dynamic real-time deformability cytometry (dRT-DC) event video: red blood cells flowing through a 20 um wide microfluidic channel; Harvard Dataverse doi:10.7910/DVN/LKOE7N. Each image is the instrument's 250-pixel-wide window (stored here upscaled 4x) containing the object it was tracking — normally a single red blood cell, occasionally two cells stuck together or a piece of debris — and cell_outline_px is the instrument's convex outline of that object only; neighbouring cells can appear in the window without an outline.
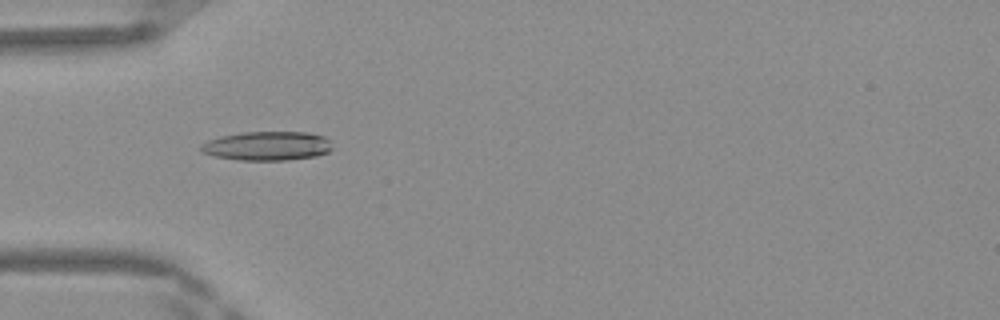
{"species": "Egyptian fruit bat (a non-hibernating species)", "species_latin": "Rousettus aegyptiacus", "temperature_condition": "warm", "stored_images_in_passage": 42, "camera_frame_rate_fps": 3000, "um_per_image_px": 0.085, "frame": {"image": 1, "passage_image": 9, "time_ms": 2.667, "image_size_px": [1000, 320], "cell_outline_px": [[332, 148], [328, 152], [316, 156], [288, 160], [240, 160], [216, 156], [200, 152], [200, 144], [208, 140], [220, 136], [240, 132], [308, 132], [324, 136], [328, 140]], "centroid_in_image_um": [22.69, 12.4], "position_along_channel_um": 62.3, "area_um2": 22.31}}
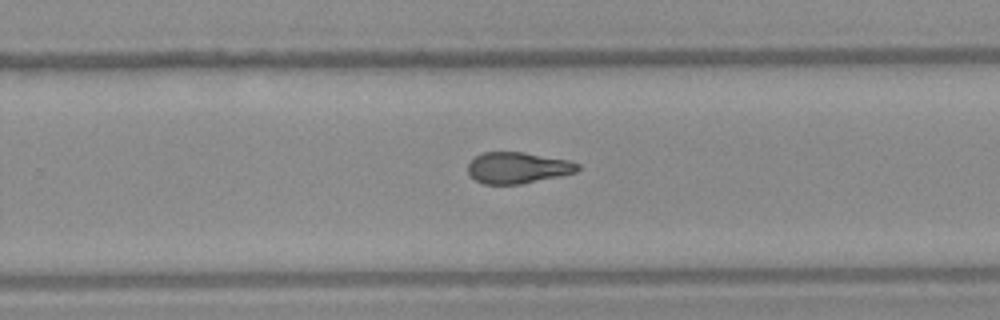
{"frame": {"image": 2, "passage_image": 25, "time_ms": 8.0, "image_size_px": [1000, 320], "cell_outline_px": [[580, 168], [576, 172], [560, 176], [520, 184], [484, 184], [476, 180], [468, 172], [468, 164], [476, 156], [484, 152], [524, 152], [568, 160], [580, 164]], "centroid_in_image_um": [44.02, 14.26], "position_along_channel_um": 285.8, "area_um2": 19.88}}
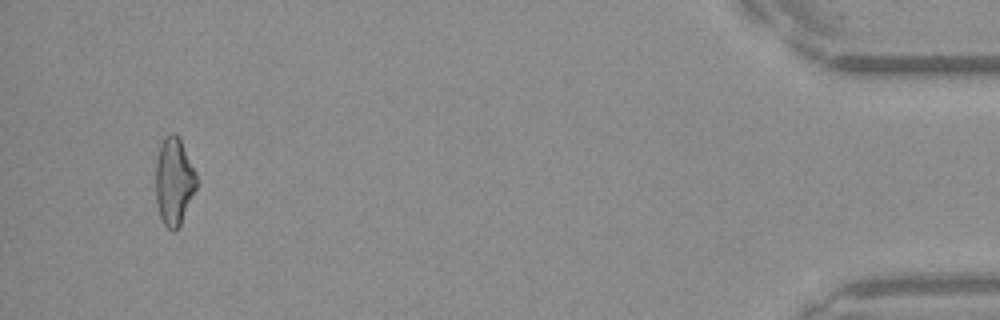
{"frame": {"image": 3, "passage_image": 40, "time_ms": 13.0, "image_size_px": [1000, 320], "cell_outline_px": [[200, 180], [180, 224], [172, 232], [164, 224], [160, 216], [156, 204], [156, 160], [164, 136], [172, 132], [180, 140]], "centroid_in_image_um": [14.8, 15.42], "position_along_channel_um": 420.4, "area_um2": 20.69}, "authors_computed_cell_mechanics": {"area_um2": 20.8658, "velocity_mm_per_s": 4.2109, "shape_relaxation_time_tau1_ms": 6.3846, "shape_relaxation_time_tau2_ms": 2.7903, "deformation_change_tau1": 0.2193, "deformation_change_tau2": 0.1223}}